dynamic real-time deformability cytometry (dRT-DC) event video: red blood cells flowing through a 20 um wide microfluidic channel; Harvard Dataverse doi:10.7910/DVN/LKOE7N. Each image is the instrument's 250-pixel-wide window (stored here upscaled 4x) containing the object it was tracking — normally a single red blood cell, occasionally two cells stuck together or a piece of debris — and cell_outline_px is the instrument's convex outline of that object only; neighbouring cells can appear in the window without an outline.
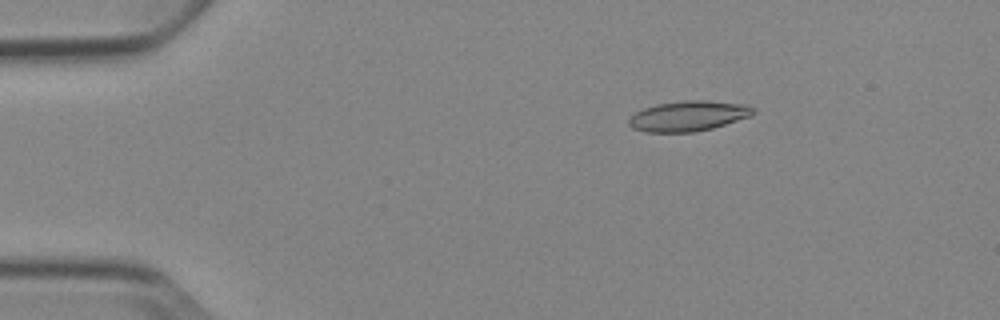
{"species": "Egyptian fruit bat (a non-hibernating species)", "species_latin": "Rousettus aegyptiacus", "temperature_condition": "cold", "stored_images_in_passage": 53, "camera_frame_rate_fps": 3000, "um_per_image_px": 0.085, "animal": {"sex": "female"}, "frame": {"image": 1, "passage_image": 9, "time_ms": 2.667, "image_size_px": [1000, 320], "cell_outline_px": [[756, 112], [752, 116], [712, 128], [696, 132], [644, 132], [632, 128], [628, 124], [628, 120], [636, 112], [644, 108], [656, 104], [688, 100], [704, 100], [748, 104]], "centroid_in_image_um": [58.52, 9.86], "position_along_channel_um": 26.5, "area_um2": 22.02}}
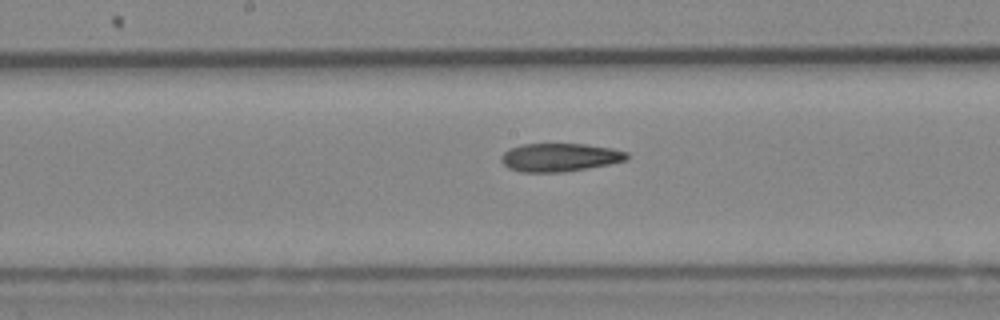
{"frame": {"image": 2, "passage_image": 28, "time_ms": 9.0, "image_size_px": [1000, 320], "cell_outline_px": [[628, 160], [608, 164], [560, 172], [520, 172], [508, 168], [500, 160], [500, 156], [508, 148], [524, 144], [584, 144], [612, 148], [628, 152]], "centroid_in_image_um": [47.54, 13.37], "position_along_channel_um": 200.7, "area_um2": 20.63}}
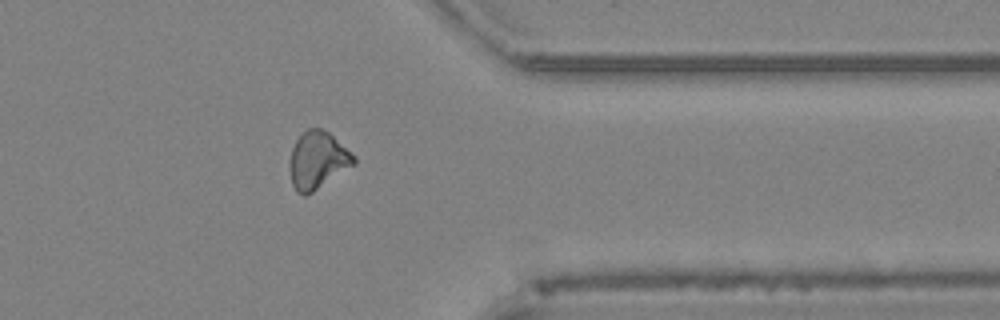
{"frame": {"image": 3, "passage_image": 43, "time_ms": 14.0, "image_size_px": [1000, 320], "cell_outline_px": [[356, 164], [312, 192], [304, 196], [296, 192], [292, 184], [288, 168], [288, 160], [292, 148], [296, 140], [308, 128], [320, 128], [328, 132], [356, 156]], "centroid_in_image_um": [26.98, 13.63], "position_along_channel_um": 384.4, "area_um2": 21.56}, "authors_computed_cell_mechanics": {"area_um2": 21.0392, "velocity_mm_per_s": 3.8587, "shape_relaxation_time_tau1_ms": null, "shape_relaxation_time_tau2_ms": 5.2465, "deformation_change_tau1": null, "deformation_change_tau2": 0.1468}}